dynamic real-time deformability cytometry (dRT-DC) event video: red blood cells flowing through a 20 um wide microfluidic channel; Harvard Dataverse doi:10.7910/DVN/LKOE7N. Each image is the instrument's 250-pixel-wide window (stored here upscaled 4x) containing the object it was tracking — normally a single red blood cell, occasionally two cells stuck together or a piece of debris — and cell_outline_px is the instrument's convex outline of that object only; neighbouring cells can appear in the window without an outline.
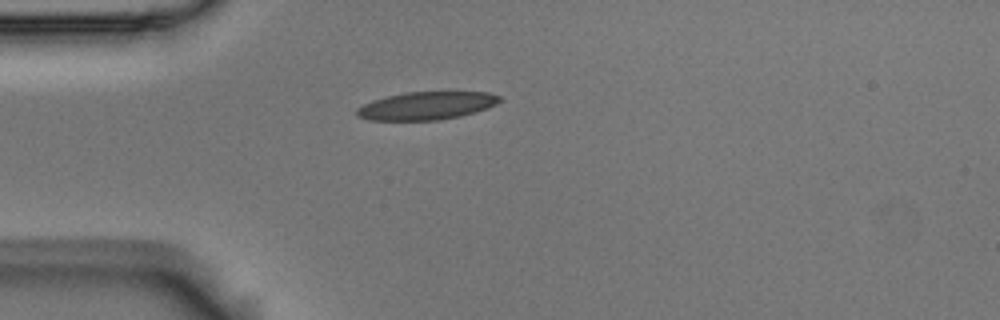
{"species": "Egyptian fruit bat (a non-hibernating species)", "species_latin": "Rousettus aegyptiacus", "temperature_condition": "room temperature", "stored_images_in_passage": 41, "camera_frame_rate_fps": 3000, "um_per_image_px": 0.085, "animal": {"sex": "male"}, "frame": {"image": 1, "passage_image": 1, "time_ms": 0.0, "image_size_px": [1000, 320], "cell_outline_px": [[500, 100], [496, 104], [488, 108], [476, 112], [460, 116], [440, 120], [368, 120], [356, 116], [356, 108], [372, 100], [404, 92], [488, 92], [500, 96]], "centroid_in_image_um": [36.24, 8.99], "position_along_channel_um": 48.8, "area_um2": 23.29}}
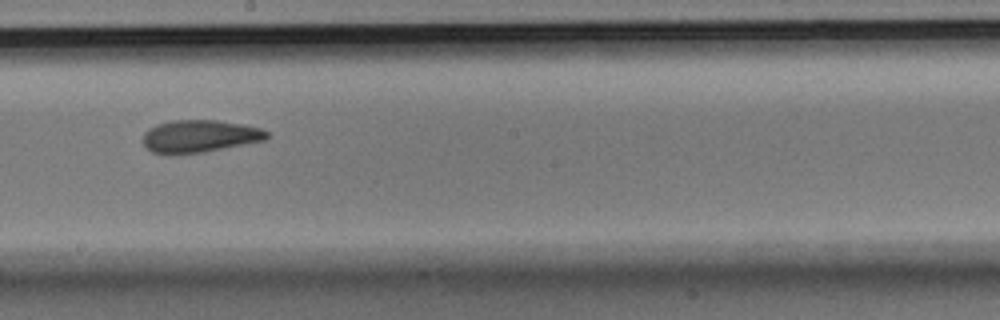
{"frame": {"image": 2, "passage_image": 17, "time_ms": 5.333, "image_size_px": [1000, 320], "cell_outline_px": [[268, 136], [264, 140], [204, 152], [168, 156], [152, 152], [144, 144], [144, 132], [148, 128], [156, 124], [172, 120], [216, 120], [240, 124], [260, 128], [268, 132]], "centroid_in_image_um": [16.9, 11.59], "position_along_channel_um": 231.3, "area_um2": 23.52}}
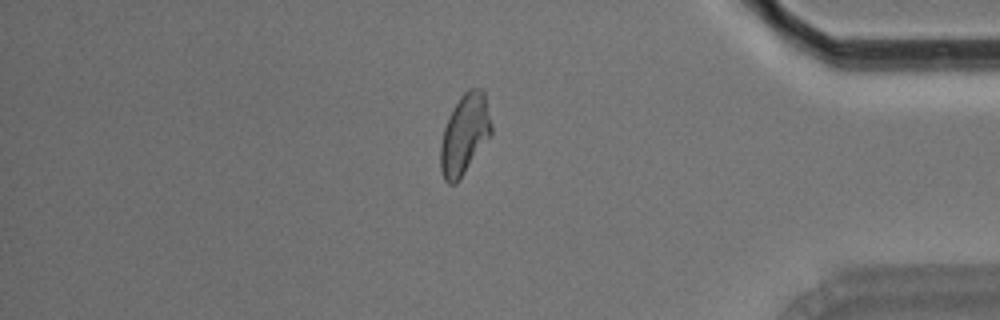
{"frame": {"image": 3, "passage_image": 33, "time_ms": 10.667, "image_size_px": [1000, 320], "cell_outline_px": [[492, 132], [456, 184], [448, 184], [444, 180], [440, 168], [440, 144], [444, 128], [460, 96], [468, 88], [480, 88], [484, 92], [492, 124]], "centroid_in_image_um": [39.48, 11.42], "position_along_channel_um": 395.7, "area_um2": 23.35}, "authors_computed_cell_mechanics": {"area_um2": 23.409, "velocity_mm_per_s": 3.6408, "shape_relaxation_time_tau1_ms": 4.4634, "shape_relaxation_time_tau2_ms": 2.6756, "deformation_change_tau1": 0.168, "deformation_change_tau2": 0.1045}}